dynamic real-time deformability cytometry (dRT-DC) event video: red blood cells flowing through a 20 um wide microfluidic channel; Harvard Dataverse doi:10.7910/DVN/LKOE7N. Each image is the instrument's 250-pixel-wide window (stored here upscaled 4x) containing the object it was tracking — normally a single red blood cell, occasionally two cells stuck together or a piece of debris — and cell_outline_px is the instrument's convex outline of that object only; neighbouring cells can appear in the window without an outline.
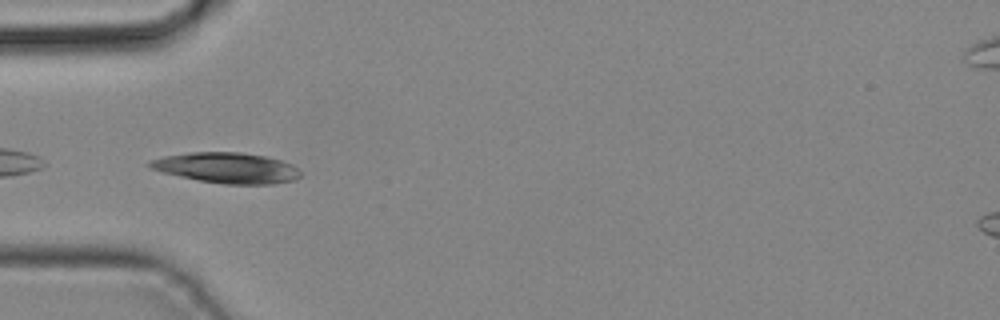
{"species": "common noctule bat (a hibernating species)", "species_latin": "Nyctalus noctula", "temperature_condition": "cold", "stored_images_in_passage": 13, "camera_frame_rate_fps": 3000, "um_per_image_px": 0.085, "animal": {"sex": "male", "body_mass_g": 19.2, "forearm_length_mm": 51.8}, "frame": {"image": 1, "passage_image": 1, "time_ms": 0.0, "image_size_px": [1000, 320], "cell_outline_px": [[300, 176], [296, 180], [272, 184], [224, 184], [200, 180], [180, 176], [164, 172], [152, 168], [144, 164], [148, 160], [164, 156], [192, 152], [240, 152], [264, 156], [280, 160], [292, 164], [300, 172]], "centroid_in_image_um": [19.28, 14.26], "position_along_channel_um": 65.7, "area_um2": 26.7}}
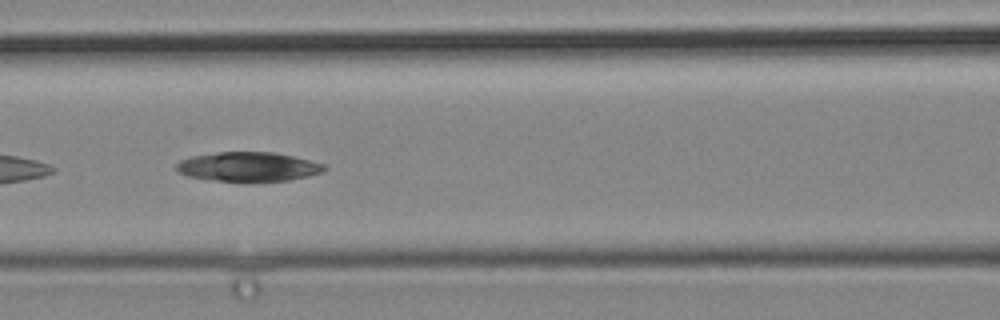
{"frame": {"image": 2, "passage_image": 6, "time_ms": 1.667, "image_size_px": [1000, 320], "cell_outline_px": [[328, 168], [320, 172], [308, 176], [288, 180], [244, 184], [188, 176], [180, 172], [176, 168], [176, 164], [180, 160], [192, 156], [220, 152], [272, 152], [292, 156], [324, 164]], "centroid_in_image_um": [21.1, 14.2], "position_along_channel_um": 145.5, "area_um2": 25.61}}
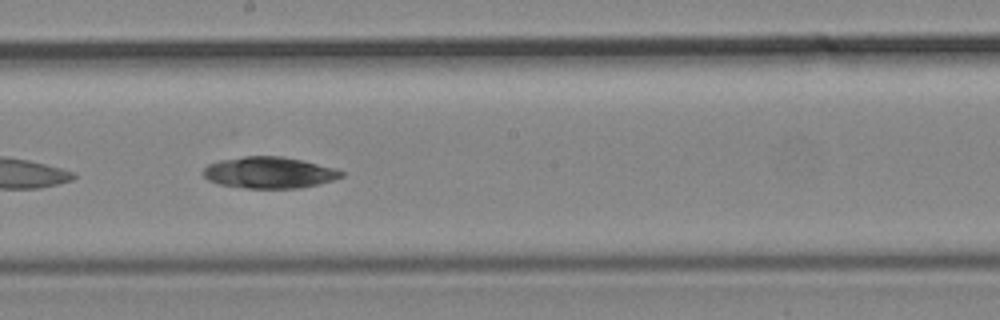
{"frame": {"image": 3, "passage_image": 11, "time_ms": 3.333, "image_size_px": [1000, 320], "cell_outline_px": [[344, 176], [332, 180], [300, 188], [244, 188], [220, 184], [208, 180], [204, 176], [204, 168], [208, 164], [220, 160], [244, 156], [284, 156], [336, 168], [344, 172]], "centroid_in_image_um": [22.89, 14.66], "position_along_channel_um": 225.3, "area_um2": 25.2}}